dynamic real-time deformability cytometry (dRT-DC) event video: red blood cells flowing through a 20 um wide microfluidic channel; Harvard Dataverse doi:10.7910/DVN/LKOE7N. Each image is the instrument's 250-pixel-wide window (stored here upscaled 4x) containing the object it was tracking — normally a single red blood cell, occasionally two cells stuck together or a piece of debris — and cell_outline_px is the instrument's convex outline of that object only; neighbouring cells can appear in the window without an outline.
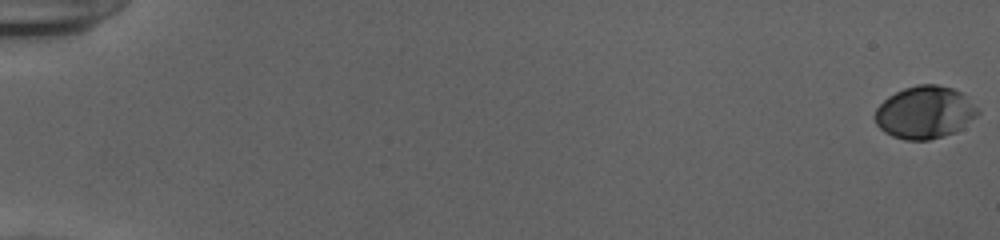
{"species": "human", "species_latin": "Homo sapiens", "temperature_condition": "cold", "stored_images_in_passage": 55, "camera_frame_rate_fps": 3000, "um_per_image_px": 0.085, "donor": {"sex": "female"}, "frame": {"image": 1, "passage_image": 1, "time_ms": 0.0, "image_size_px": [1000, 240], "cell_outline_px": [[980, 112], [964, 128], [956, 132], [944, 136], [928, 140], [904, 140], [892, 136], [884, 132], [876, 124], [872, 116], [876, 108], [888, 96], [904, 88], [916, 84], [936, 84], [952, 88], [960, 92]], "centroid_in_image_um": [78.56, 9.57], "position_along_channel_um": 6.4, "area_um2": 31.62}}
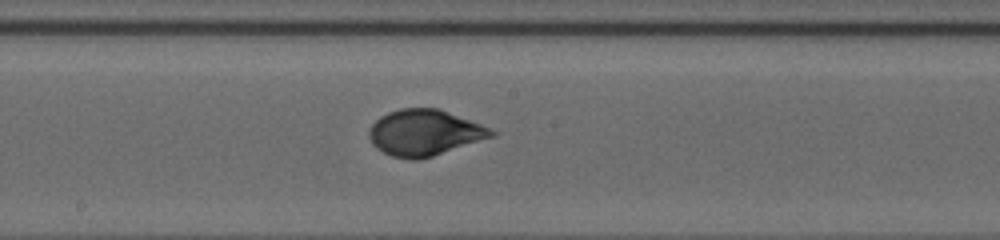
{"frame": {"image": 2, "passage_image": 32, "time_ms": 10.333, "image_size_px": [1000, 240], "cell_outline_px": [[496, 136], [432, 156], [416, 160], [412, 160], [392, 156], [376, 148], [372, 144], [368, 136], [368, 132], [372, 124], [380, 116], [388, 112], [400, 108], [436, 108], [492, 128], [496, 132]], "centroid_in_image_um": [36.07, 11.28], "position_along_channel_um": 212.1, "area_um2": 32.71}}
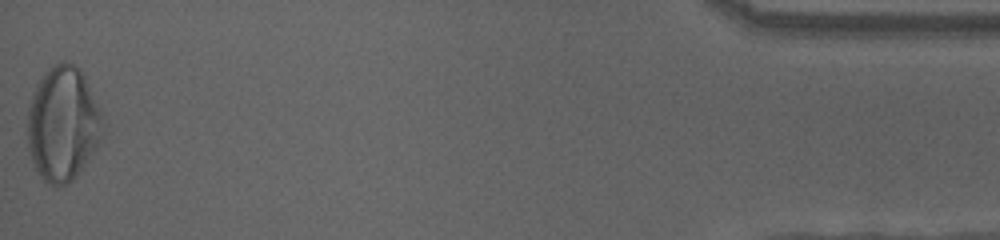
{"frame": {"image": 3, "passage_image": 55, "time_ms": 18.0, "image_size_px": [1000, 240], "cell_outline_px": [[108, 124], [96, 148], [76, 176], [72, 180], [64, 184], [48, 184], [36, 172], [28, 148], [28, 108], [32, 92], [36, 84], [48, 68], [64, 60], [68, 60], [80, 68], [84, 72]], "centroid_in_image_um": [5.39, 10.47], "position_along_channel_um": 429.8, "area_um2": 51.1}, "authors_computed_cell_mechanics": {"area_um2": 32.0212, "velocity_mm_per_s": 3.9152, "shape_relaxation_time_tau1_ms": 6.1861, "shape_relaxation_time_tau2_ms": null, "deformation_change_tau1": 0.2433, "deformation_change_tau2": null}}